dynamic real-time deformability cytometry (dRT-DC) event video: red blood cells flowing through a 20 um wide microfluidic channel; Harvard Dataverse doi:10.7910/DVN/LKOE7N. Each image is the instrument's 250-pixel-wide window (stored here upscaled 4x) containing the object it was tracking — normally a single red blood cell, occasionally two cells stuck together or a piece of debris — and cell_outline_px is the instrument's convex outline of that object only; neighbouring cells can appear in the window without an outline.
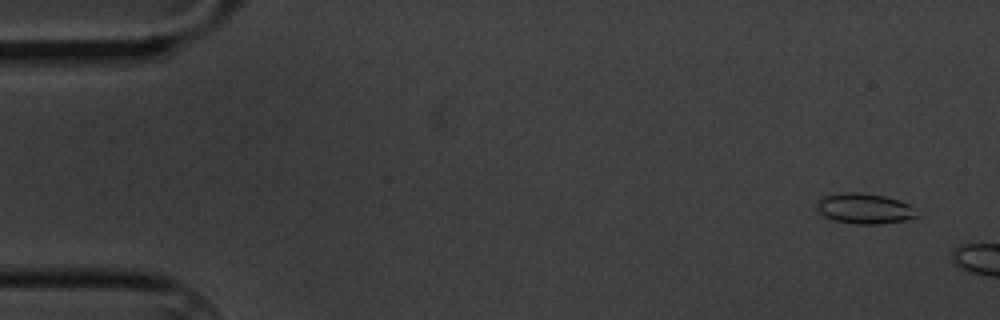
{"species": "common noctule bat (a hibernating species)", "species_latin": "Nyctalus noctula", "temperature_condition": "cold", "stored_images_in_passage": 3, "camera_frame_rate_fps": 3000, "um_per_image_px": 0.085, "animal": {"sex": "male", "body_mass_g": 20.1, "forearm_length_mm": 53.5}, "frame": {"image": 1, "passage_image": 1, "time_ms": 0.0, "image_size_px": [1000, 320], "cell_outline_px": [[920, 216], [904, 220], [876, 224], [856, 224], [836, 220], [820, 216], [816, 208], [816, 204], [824, 196], [844, 192], [860, 192], [884, 196], [908, 204]], "centroid_in_image_um": [73.43, 17.73], "position_along_channel_um": 11.6, "area_um2": 17.57}}